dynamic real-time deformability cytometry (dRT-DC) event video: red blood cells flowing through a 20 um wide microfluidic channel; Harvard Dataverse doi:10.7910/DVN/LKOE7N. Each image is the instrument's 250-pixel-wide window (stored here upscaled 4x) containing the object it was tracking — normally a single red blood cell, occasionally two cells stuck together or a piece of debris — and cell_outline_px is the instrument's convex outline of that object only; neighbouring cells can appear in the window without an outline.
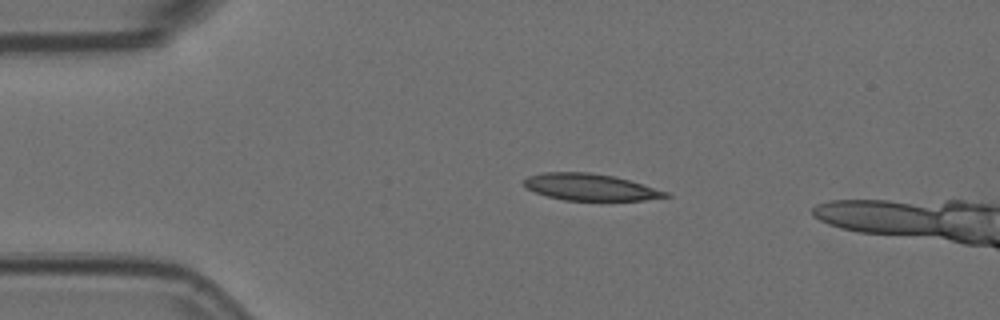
{"species": "Egyptian fruit bat (a non-hibernating species)", "species_latin": "Rousettus aegyptiacus", "temperature_condition": "room temperature", "stored_images_in_passage": 6, "camera_frame_rate_fps": 3000, "um_per_image_px": 0.085, "animal": {"sex": "female"}, "frame": {"image": 1, "passage_image": 4, "time_ms": 1.0, "image_size_px": [1000, 320], "cell_outline_px": [[672, 196], [644, 200], [564, 200], [548, 196], [536, 192], [528, 188], [524, 184], [524, 180], [528, 176], [544, 172], [588, 172], [612, 176], [628, 180], [668, 192]], "centroid_in_image_um": [50.17, 15.9], "position_along_channel_um": 34.8, "area_um2": 21.68}}